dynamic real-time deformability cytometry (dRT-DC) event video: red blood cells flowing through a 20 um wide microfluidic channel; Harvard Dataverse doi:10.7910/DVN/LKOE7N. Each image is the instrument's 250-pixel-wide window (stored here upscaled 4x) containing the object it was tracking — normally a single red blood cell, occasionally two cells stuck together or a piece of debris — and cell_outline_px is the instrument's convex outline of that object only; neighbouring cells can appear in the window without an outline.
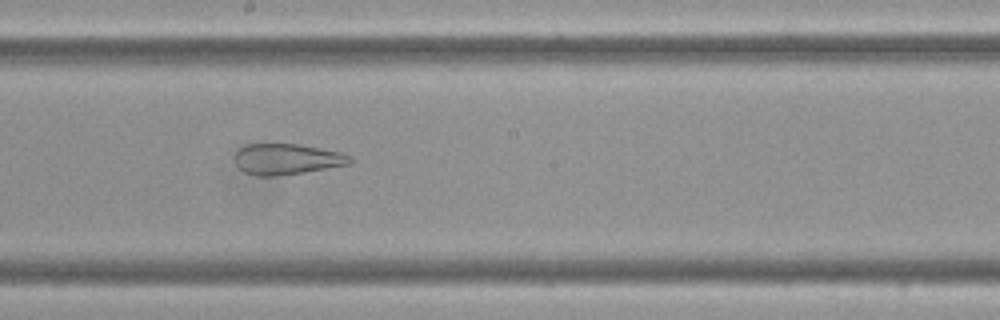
{"species": "Egyptian fruit bat (a non-hibernating species)", "species_latin": "Rousettus aegyptiacus", "temperature_condition": "cold", "stored_images_in_passage": 39, "camera_frame_rate_fps": 3000, "um_per_image_px": 0.085, "frame": {"image": 1, "passage_image": 15, "time_ms": 4.667, "image_size_px": [1000, 320], "cell_outline_px": [[352, 164], [300, 172], [272, 176], [256, 176], [244, 172], [236, 164], [236, 152], [240, 148], [248, 144], [300, 144], [344, 152], [352, 156]], "centroid_in_image_um": [24.43, 13.51], "position_along_channel_um": 223.8, "area_um2": 20.63}}
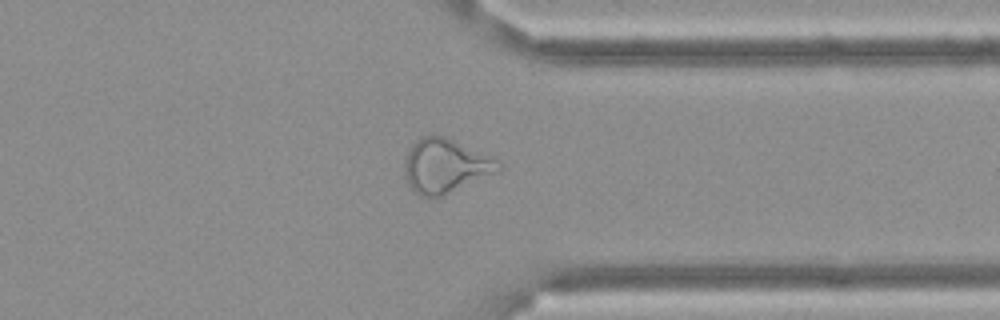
{"frame": {"image": 2, "passage_image": 28, "time_ms": 9.0, "image_size_px": [1000, 320], "cell_outline_px": [[504, 164], [500, 172], [444, 196], [420, 196], [408, 184], [404, 172], [404, 164], [408, 152], [412, 144], [416, 140], [424, 136], [444, 136], [488, 156]], "centroid_in_image_um": [37.88, 14.13], "position_along_channel_um": 373.5, "area_um2": 29.42}}
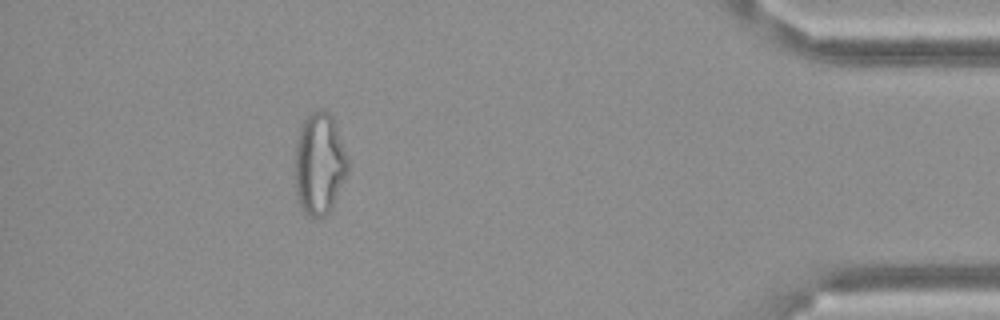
{"frame": {"image": 3, "passage_image": 35, "time_ms": 11.333, "image_size_px": [1000, 320], "cell_outline_px": [[348, 172], [332, 208], [324, 216], [316, 220], [308, 216], [300, 204], [296, 196], [296, 140], [300, 128], [308, 112], [316, 108], [324, 108], [332, 116], [348, 160]], "centroid_in_image_um": [27.15, 13.91], "position_along_channel_um": 408.1, "area_um2": 31.5}}